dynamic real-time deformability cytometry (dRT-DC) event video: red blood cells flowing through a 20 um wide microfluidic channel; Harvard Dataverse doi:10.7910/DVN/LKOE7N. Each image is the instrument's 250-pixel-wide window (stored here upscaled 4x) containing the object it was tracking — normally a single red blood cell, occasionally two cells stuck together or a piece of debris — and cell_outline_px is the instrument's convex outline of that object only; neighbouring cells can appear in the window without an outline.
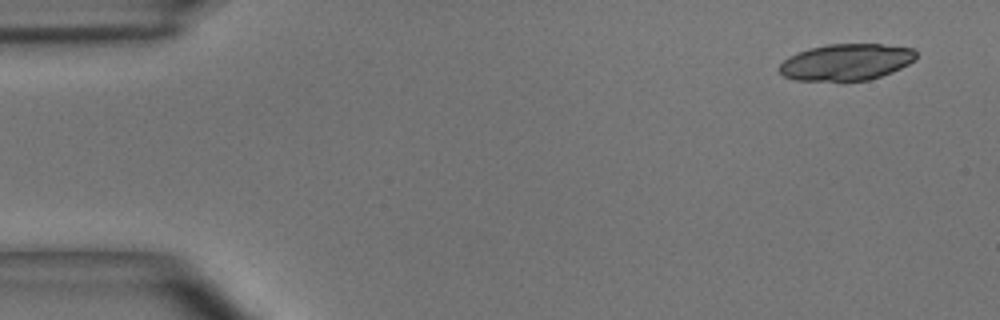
{"species": "common noctule bat (a hibernating species)", "species_latin": "Nyctalus noctula", "temperature_condition": "room temperature", "stored_images_in_passage": 4, "camera_frame_rate_fps": 3000, "um_per_image_px": 0.085, "animal": {"sex": "male", "body_mass_g": 15.6}, "frame": {"image": 1, "passage_image": 1, "time_ms": 0.0, "image_size_px": [1000, 320], "cell_outline_px": [[916, 60], [892, 72], [868, 80], [796, 80], [784, 76], [780, 72], [780, 64], [788, 56], [808, 48], [828, 44], [880, 44], [912, 48], [916, 52]], "centroid_in_image_um": [71.93, 5.26], "position_along_channel_um": 13.1, "area_um2": 28.9}}